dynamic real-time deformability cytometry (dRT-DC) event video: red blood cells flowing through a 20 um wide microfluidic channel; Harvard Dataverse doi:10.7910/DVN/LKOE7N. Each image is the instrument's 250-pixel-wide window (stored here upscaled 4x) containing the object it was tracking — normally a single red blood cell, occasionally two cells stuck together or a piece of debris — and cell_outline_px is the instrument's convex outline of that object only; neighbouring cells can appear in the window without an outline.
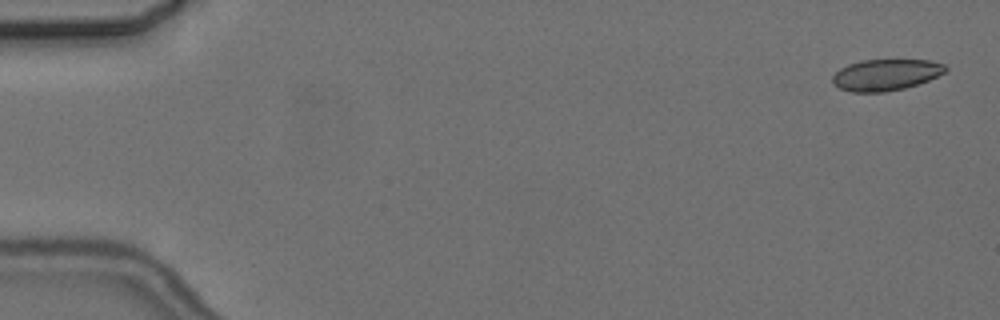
{"species": "common noctule bat (a hibernating species)", "species_latin": "Nyctalus noctula", "temperature_condition": "cold", "stored_images_in_passage": 11, "camera_frame_rate_fps": 3000, "um_per_image_px": 0.085, "animal": {"sex": "female", "body_mass_g": 24.6, "forearm_length_mm": 56.2}, "frame": {"image": 1, "passage_image": 1, "time_ms": 0.0, "image_size_px": [1000, 320], "cell_outline_px": [[948, 68], [944, 72], [928, 80], [904, 88], [884, 92], [852, 92], [840, 88], [832, 84], [832, 76], [840, 68], [848, 64], [860, 60], [928, 60], [948, 64]], "centroid_in_image_um": [75.28, 6.35], "position_along_channel_um": 9.7, "area_um2": 20.63}}
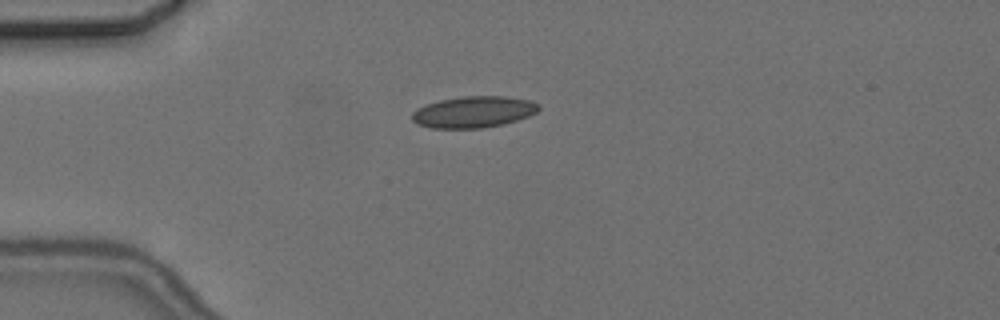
{"frame": {"image": 2, "passage_image": 4, "time_ms": 4.333, "image_size_px": [1000, 320], "cell_outline_px": [[540, 108], [536, 112], [528, 116], [504, 124], [484, 128], [432, 128], [416, 124], [412, 120], [412, 112], [428, 104], [440, 100], [460, 96], [504, 96], [528, 100], [540, 104]], "centroid_in_image_um": [40.26, 9.52], "position_along_channel_um": 44.7, "area_um2": 23.12}}
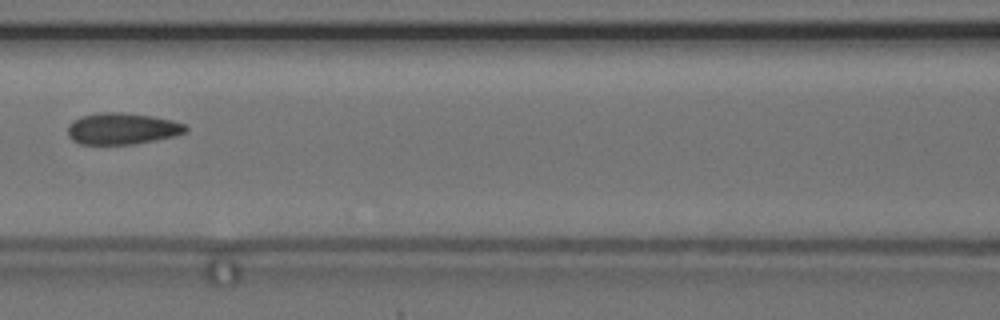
{"frame": {"image": 3, "passage_image": 7, "time_ms": 8.0, "image_size_px": [1000, 320], "cell_outline_px": [[188, 128], [184, 132], [172, 136], [132, 144], [80, 144], [72, 140], [68, 136], [68, 124], [72, 120], [80, 116], [100, 112], [120, 112], [152, 116], [172, 120], [184, 124]], "centroid_in_image_um": [10.31, 10.92], "position_along_channel_um": 156.3, "area_um2": 21.5}}